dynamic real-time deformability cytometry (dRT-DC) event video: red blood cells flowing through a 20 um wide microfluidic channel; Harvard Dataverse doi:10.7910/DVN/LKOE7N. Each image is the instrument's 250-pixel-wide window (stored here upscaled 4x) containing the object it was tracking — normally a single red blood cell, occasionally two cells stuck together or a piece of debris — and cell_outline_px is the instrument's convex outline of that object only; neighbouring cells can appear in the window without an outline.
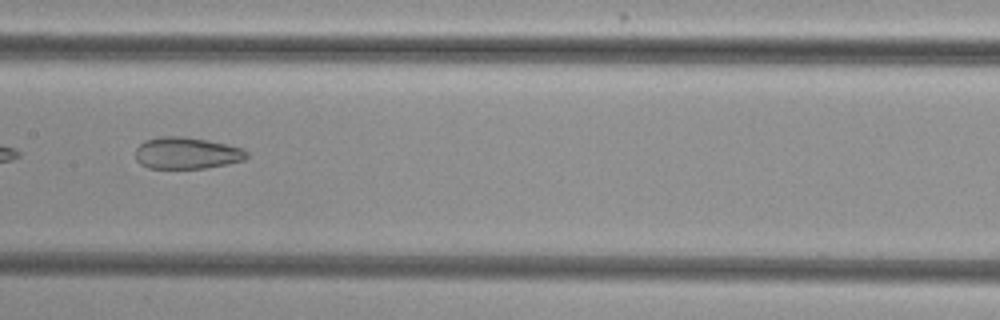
{"species": "common noctule bat (a hibernating species)", "species_latin": "Nyctalus noctula", "temperature_condition": "cold", "stored_images_in_passage": 6, "camera_frame_rate_fps": 3000, "um_per_image_px": 0.085, "animal": {"sex": "female", "body_mass_g": 29.2, "forearm_length_mm": 56.3}, "frame": {"image": 1, "passage_image": 4, "time_ms": 3.333, "image_size_px": [1000, 320], "cell_outline_px": [[248, 156], [244, 160], [204, 168], [148, 168], [140, 164], [136, 160], [136, 148], [144, 140], [160, 136], [180, 136], [204, 140], [244, 148], [248, 152]], "centroid_in_image_um": [15.84, 13.01], "position_along_channel_um": 191.6, "area_um2": 20.4}}
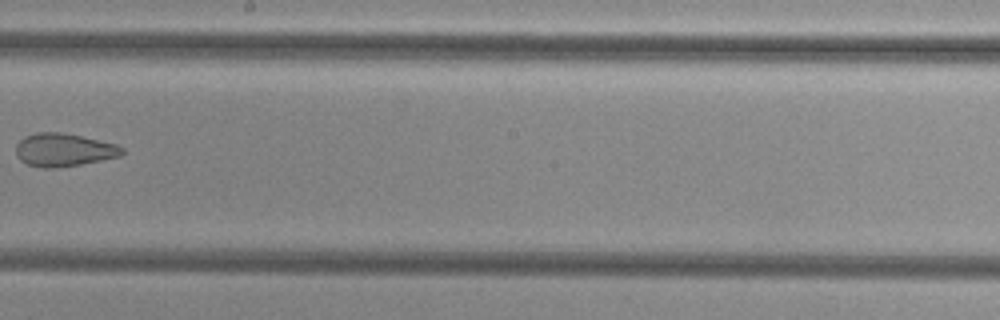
{"frame": {"image": 2, "passage_image": 5, "time_ms": 4.667, "image_size_px": [1000, 320], "cell_outline_px": [[124, 152], [120, 156], [80, 164], [56, 168], [40, 168], [28, 164], [20, 160], [16, 156], [16, 144], [24, 136], [36, 132], [60, 132], [80, 136], [116, 144], [124, 148]], "centroid_in_image_um": [5.38, 12.74], "position_along_channel_um": 242.8, "area_um2": 20.4}}
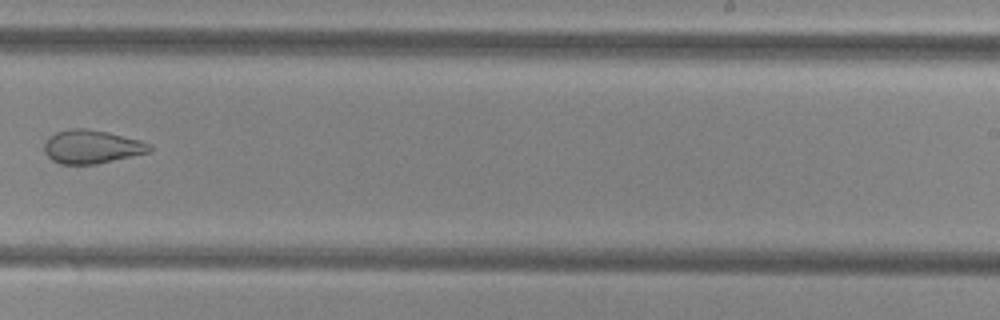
{"frame": {"image": 3, "passage_image": 6, "time_ms": 5.667, "image_size_px": [1000, 320], "cell_outline_px": [[152, 148], [148, 152], [96, 164], [60, 164], [52, 160], [44, 152], [44, 144], [56, 132], [72, 128], [84, 128], [108, 132], [140, 140], [152, 144]], "centroid_in_image_um": [7.8, 12.47], "position_along_channel_um": 281.2, "area_um2": 20.35}}